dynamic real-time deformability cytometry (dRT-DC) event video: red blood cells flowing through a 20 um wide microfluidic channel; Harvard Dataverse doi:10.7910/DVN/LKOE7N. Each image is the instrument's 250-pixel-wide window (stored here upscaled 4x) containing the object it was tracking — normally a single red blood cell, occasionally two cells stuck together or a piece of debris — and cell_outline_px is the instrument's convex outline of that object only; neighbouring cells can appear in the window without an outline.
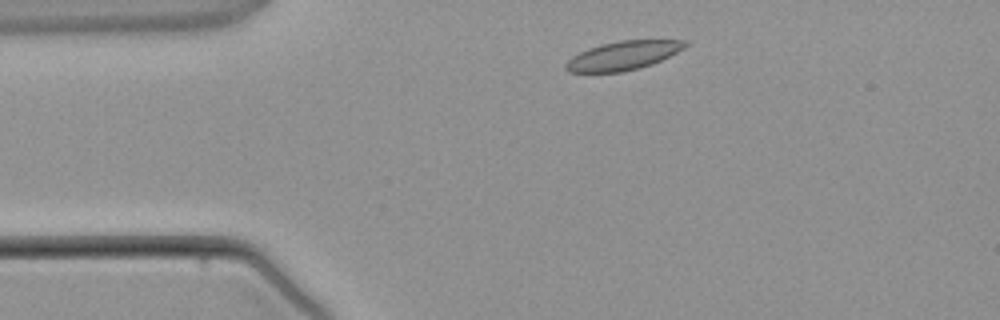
{"species": "common noctule bat (a hibernating species)", "species_latin": "Nyctalus noctula", "temperature_condition": "warm", "stored_images_in_passage": 2, "camera_frame_rate_fps": 3000, "um_per_image_px": 0.085, "animal": {"sex": "male", "body_mass_g": 21.5, "forearm_length_mm": 52.0}, "frame": {"image": 1, "passage_image": 1, "time_ms": 0.0, "image_size_px": [1000, 320], "cell_outline_px": [[688, 44], [684, 48], [652, 64], [640, 68], [620, 72], [568, 72], [564, 68], [564, 64], [572, 56], [588, 48], [600, 44], [620, 40], [688, 40]], "centroid_in_image_um": [52.93, 4.72], "position_along_channel_um": 32.1, "area_um2": 20.0}}